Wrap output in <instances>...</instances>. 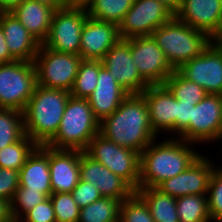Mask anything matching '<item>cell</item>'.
<instances>
[{
	"label": "cell",
	"mask_w": 222,
	"mask_h": 222,
	"mask_svg": "<svg viewBox=\"0 0 222 222\" xmlns=\"http://www.w3.org/2000/svg\"><path fill=\"white\" fill-rule=\"evenodd\" d=\"M175 15L157 0H134L118 25L121 39L149 36Z\"/></svg>",
	"instance_id": "cell-10"
},
{
	"label": "cell",
	"mask_w": 222,
	"mask_h": 222,
	"mask_svg": "<svg viewBox=\"0 0 222 222\" xmlns=\"http://www.w3.org/2000/svg\"><path fill=\"white\" fill-rule=\"evenodd\" d=\"M81 61L80 55L57 52L40 44L34 59L37 85L70 92Z\"/></svg>",
	"instance_id": "cell-8"
},
{
	"label": "cell",
	"mask_w": 222,
	"mask_h": 222,
	"mask_svg": "<svg viewBox=\"0 0 222 222\" xmlns=\"http://www.w3.org/2000/svg\"><path fill=\"white\" fill-rule=\"evenodd\" d=\"M116 24L87 17L80 38V57L85 60H102L119 40Z\"/></svg>",
	"instance_id": "cell-18"
},
{
	"label": "cell",
	"mask_w": 222,
	"mask_h": 222,
	"mask_svg": "<svg viewBox=\"0 0 222 222\" xmlns=\"http://www.w3.org/2000/svg\"><path fill=\"white\" fill-rule=\"evenodd\" d=\"M70 92L37 85L23 111L24 131L38 146L46 145L59 128Z\"/></svg>",
	"instance_id": "cell-3"
},
{
	"label": "cell",
	"mask_w": 222,
	"mask_h": 222,
	"mask_svg": "<svg viewBox=\"0 0 222 222\" xmlns=\"http://www.w3.org/2000/svg\"><path fill=\"white\" fill-rule=\"evenodd\" d=\"M87 17L84 8L66 7L56 10L42 45L57 52L79 55L81 32Z\"/></svg>",
	"instance_id": "cell-9"
},
{
	"label": "cell",
	"mask_w": 222,
	"mask_h": 222,
	"mask_svg": "<svg viewBox=\"0 0 222 222\" xmlns=\"http://www.w3.org/2000/svg\"><path fill=\"white\" fill-rule=\"evenodd\" d=\"M128 95L103 66L99 71L97 86L88 98L94 117L101 122L113 114Z\"/></svg>",
	"instance_id": "cell-22"
},
{
	"label": "cell",
	"mask_w": 222,
	"mask_h": 222,
	"mask_svg": "<svg viewBox=\"0 0 222 222\" xmlns=\"http://www.w3.org/2000/svg\"><path fill=\"white\" fill-rule=\"evenodd\" d=\"M7 222H21L20 219L17 218H11L10 220H8Z\"/></svg>",
	"instance_id": "cell-49"
},
{
	"label": "cell",
	"mask_w": 222,
	"mask_h": 222,
	"mask_svg": "<svg viewBox=\"0 0 222 222\" xmlns=\"http://www.w3.org/2000/svg\"><path fill=\"white\" fill-rule=\"evenodd\" d=\"M178 71L208 94L222 95V47L210 43L199 56L184 63Z\"/></svg>",
	"instance_id": "cell-12"
},
{
	"label": "cell",
	"mask_w": 222,
	"mask_h": 222,
	"mask_svg": "<svg viewBox=\"0 0 222 222\" xmlns=\"http://www.w3.org/2000/svg\"><path fill=\"white\" fill-rule=\"evenodd\" d=\"M0 28L10 54L16 60L34 62L41 43L11 12L0 13Z\"/></svg>",
	"instance_id": "cell-21"
},
{
	"label": "cell",
	"mask_w": 222,
	"mask_h": 222,
	"mask_svg": "<svg viewBox=\"0 0 222 222\" xmlns=\"http://www.w3.org/2000/svg\"><path fill=\"white\" fill-rule=\"evenodd\" d=\"M50 183L53 193H71L80 180V150L49 147Z\"/></svg>",
	"instance_id": "cell-19"
},
{
	"label": "cell",
	"mask_w": 222,
	"mask_h": 222,
	"mask_svg": "<svg viewBox=\"0 0 222 222\" xmlns=\"http://www.w3.org/2000/svg\"><path fill=\"white\" fill-rule=\"evenodd\" d=\"M164 85L178 101L192 105H196L208 95L202 87L185 78L178 70L166 79Z\"/></svg>",
	"instance_id": "cell-29"
},
{
	"label": "cell",
	"mask_w": 222,
	"mask_h": 222,
	"mask_svg": "<svg viewBox=\"0 0 222 222\" xmlns=\"http://www.w3.org/2000/svg\"><path fill=\"white\" fill-rule=\"evenodd\" d=\"M117 83L129 94H141L149 84L133 64L130 38L120 39L101 60Z\"/></svg>",
	"instance_id": "cell-14"
},
{
	"label": "cell",
	"mask_w": 222,
	"mask_h": 222,
	"mask_svg": "<svg viewBox=\"0 0 222 222\" xmlns=\"http://www.w3.org/2000/svg\"><path fill=\"white\" fill-rule=\"evenodd\" d=\"M180 222H212L207 195H185L176 198Z\"/></svg>",
	"instance_id": "cell-28"
},
{
	"label": "cell",
	"mask_w": 222,
	"mask_h": 222,
	"mask_svg": "<svg viewBox=\"0 0 222 222\" xmlns=\"http://www.w3.org/2000/svg\"><path fill=\"white\" fill-rule=\"evenodd\" d=\"M22 0H0V9L3 12H10L16 7Z\"/></svg>",
	"instance_id": "cell-46"
},
{
	"label": "cell",
	"mask_w": 222,
	"mask_h": 222,
	"mask_svg": "<svg viewBox=\"0 0 222 222\" xmlns=\"http://www.w3.org/2000/svg\"><path fill=\"white\" fill-rule=\"evenodd\" d=\"M218 141L221 142V144H222V133H221V134L219 135V137L217 138L216 143H217ZM220 165H221V166H220ZM220 165H219V166L217 165L216 168L222 170V163H221Z\"/></svg>",
	"instance_id": "cell-48"
},
{
	"label": "cell",
	"mask_w": 222,
	"mask_h": 222,
	"mask_svg": "<svg viewBox=\"0 0 222 222\" xmlns=\"http://www.w3.org/2000/svg\"><path fill=\"white\" fill-rule=\"evenodd\" d=\"M99 133L139 154L159 138L151 127L148 106L141 94H129L113 114L99 123Z\"/></svg>",
	"instance_id": "cell-1"
},
{
	"label": "cell",
	"mask_w": 222,
	"mask_h": 222,
	"mask_svg": "<svg viewBox=\"0 0 222 222\" xmlns=\"http://www.w3.org/2000/svg\"><path fill=\"white\" fill-rule=\"evenodd\" d=\"M133 2L134 0H94L86 11L92 18L118 26Z\"/></svg>",
	"instance_id": "cell-30"
},
{
	"label": "cell",
	"mask_w": 222,
	"mask_h": 222,
	"mask_svg": "<svg viewBox=\"0 0 222 222\" xmlns=\"http://www.w3.org/2000/svg\"><path fill=\"white\" fill-rule=\"evenodd\" d=\"M94 0H67L68 7L87 9Z\"/></svg>",
	"instance_id": "cell-45"
},
{
	"label": "cell",
	"mask_w": 222,
	"mask_h": 222,
	"mask_svg": "<svg viewBox=\"0 0 222 222\" xmlns=\"http://www.w3.org/2000/svg\"><path fill=\"white\" fill-rule=\"evenodd\" d=\"M176 15L181 7L182 0H157Z\"/></svg>",
	"instance_id": "cell-44"
},
{
	"label": "cell",
	"mask_w": 222,
	"mask_h": 222,
	"mask_svg": "<svg viewBox=\"0 0 222 222\" xmlns=\"http://www.w3.org/2000/svg\"><path fill=\"white\" fill-rule=\"evenodd\" d=\"M84 152L122 178L134 191L139 188L140 154L98 133Z\"/></svg>",
	"instance_id": "cell-7"
},
{
	"label": "cell",
	"mask_w": 222,
	"mask_h": 222,
	"mask_svg": "<svg viewBox=\"0 0 222 222\" xmlns=\"http://www.w3.org/2000/svg\"><path fill=\"white\" fill-rule=\"evenodd\" d=\"M37 86L34 62L0 64V108L24 111Z\"/></svg>",
	"instance_id": "cell-6"
},
{
	"label": "cell",
	"mask_w": 222,
	"mask_h": 222,
	"mask_svg": "<svg viewBox=\"0 0 222 222\" xmlns=\"http://www.w3.org/2000/svg\"><path fill=\"white\" fill-rule=\"evenodd\" d=\"M135 192L145 201L155 222H180L176 198L156 187H139Z\"/></svg>",
	"instance_id": "cell-25"
},
{
	"label": "cell",
	"mask_w": 222,
	"mask_h": 222,
	"mask_svg": "<svg viewBox=\"0 0 222 222\" xmlns=\"http://www.w3.org/2000/svg\"><path fill=\"white\" fill-rule=\"evenodd\" d=\"M119 222H155L145 201L134 191L120 207Z\"/></svg>",
	"instance_id": "cell-33"
},
{
	"label": "cell",
	"mask_w": 222,
	"mask_h": 222,
	"mask_svg": "<svg viewBox=\"0 0 222 222\" xmlns=\"http://www.w3.org/2000/svg\"><path fill=\"white\" fill-rule=\"evenodd\" d=\"M35 1L41 4H45L54 9L55 11L68 7L67 0H35Z\"/></svg>",
	"instance_id": "cell-43"
},
{
	"label": "cell",
	"mask_w": 222,
	"mask_h": 222,
	"mask_svg": "<svg viewBox=\"0 0 222 222\" xmlns=\"http://www.w3.org/2000/svg\"><path fill=\"white\" fill-rule=\"evenodd\" d=\"M19 187V171L0 167V198L11 202Z\"/></svg>",
	"instance_id": "cell-40"
},
{
	"label": "cell",
	"mask_w": 222,
	"mask_h": 222,
	"mask_svg": "<svg viewBox=\"0 0 222 222\" xmlns=\"http://www.w3.org/2000/svg\"><path fill=\"white\" fill-rule=\"evenodd\" d=\"M133 64L149 85H164L175 71L152 35L130 38Z\"/></svg>",
	"instance_id": "cell-11"
},
{
	"label": "cell",
	"mask_w": 222,
	"mask_h": 222,
	"mask_svg": "<svg viewBox=\"0 0 222 222\" xmlns=\"http://www.w3.org/2000/svg\"><path fill=\"white\" fill-rule=\"evenodd\" d=\"M21 222H56L54 207L50 197L26 212Z\"/></svg>",
	"instance_id": "cell-38"
},
{
	"label": "cell",
	"mask_w": 222,
	"mask_h": 222,
	"mask_svg": "<svg viewBox=\"0 0 222 222\" xmlns=\"http://www.w3.org/2000/svg\"><path fill=\"white\" fill-rule=\"evenodd\" d=\"M102 67L100 60L82 59L70 95L75 98L88 99L97 86L99 71Z\"/></svg>",
	"instance_id": "cell-26"
},
{
	"label": "cell",
	"mask_w": 222,
	"mask_h": 222,
	"mask_svg": "<svg viewBox=\"0 0 222 222\" xmlns=\"http://www.w3.org/2000/svg\"><path fill=\"white\" fill-rule=\"evenodd\" d=\"M25 135L23 112L0 108V150Z\"/></svg>",
	"instance_id": "cell-32"
},
{
	"label": "cell",
	"mask_w": 222,
	"mask_h": 222,
	"mask_svg": "<svg viewBox=\"0 0 222 222\" xmlns=\"http://www.w3.org/2000/svg\"><path fill=\"white\" fill-rule=\"evenodd\" d=\"M16 59L10 54L8 46L5 41V35L0 28V64L10 63Z\"/></svg>",
	"instance_id": "cell-41"
},
{
	"label": "cell",
	"mask_w": 222,
	"mask_h": 222,
	"mask_svg": "<svg viewBox=\"0 0 222 222\" xmlns=\"http://www.w3.org/2000/svg\"><path fill=\"white\" fill-rule=\"evenodd\" d=\"M38 145L25 134L19 141L0 150V167L20 171Z\"/></svg>",
	"instance_id": "cell-31"
},
{
	"label": "cell",
	"mask_w": 222,
	"mask_h": 222,
	"mask_svg": "<svg viewBox=\"0 0 222 222\" xmlns=\"http://www.w3.org/2000/svg\"><path fill=\"white\" fill-rule=\"evenodd\" d=\"M141 95L147 103L154 132L158 136L167 133L176 137V98L170 90L165 85H149Z\"/></svg>",
	"instance_id": "cell-16"
},
{
	"label": "cell",
	"mask_w": 222,
	"mask_h": 222,
	"mask_svg": "<svg viewBox=\"0 0 222 222\" xmlns=\"http://www.w3.org/2000/svg\"><path fill=\"white\" fill-rule=\"evenodd\" d=\"M56 222H78L80 208L73 199L71 193H52L50 196Z\"/></svg>",
	"instance_id": "cell-34"
},
{
	"label": "cell",
	"mask_w": 222,
	"mask_h": 222,
	"mask_svg": "<svg viewBox=\"0 0 222 222\" xmlns=\"http://www.w3.org/2000/svg\"><path fill=\"white\" fill-rule=\"evenodd\" d=\"M71 194L80 209L92 204L102 197L97 187L82 180H79L77 186L72 190Z\"/></svg>",
	"instance_id": "cell-39"
},
{
	"label": "cell",
	"mask_w": 222,
	"mask_h": 222,
	"mask_svg": "<svg viewBox=\"0 0 222 222\" xmlns=\"http://www.w3.org/2000/svg\"><path fill=\"white\" fill-rule=\"evenodd\" d=\"M195 105L176 99V138L190 143V120Z\"/></svg>",
	"instance_id": "cell-37"
},
{
	"label": "cell",
	"mask_w": 222,
	"mask_h": 222,
	"mask_svg": "<svg viewBox=\"0 0 222 222\" xmlns=\"http://www.w3.org/2000/svg\"><path fill=\"white\" fill-rule=\"evenodd\" d=\"M121 200L101 197L80 209L78 222H119Z\"/></svg>",
	"instance_id": "cell-27"
},
{
	"label": "cell",
	"mask_w": 222,
	"mask_h": 222,
	"mask_svg": "<svg viewBox=\"0 0 222 222\" xmlns=\"http://www.w3.org/2000/svg\"><path fill=\"white\" fill-rule=\"evenodd\" d=\"M207 197L212 222H222V170L215 168L209 182Z\"/></svg>",
	"instance_id": "cell-36"
},
{
	"label": "cell",
	"mask_w": 222,
	"mask_h": 222,
	"mask_svg": "<svg viewBox=\"0 0 222 222\" xmlns=\"http://www.w3.org/2000/svg\"><path fill=\"white\" fill-rule=\"evenodd\" d=\"M221 133L222 95L208 94L192 108L190 143L199 144V146L205 142L214 144Z\"/></svg>",
	"instance_id": "cell-15"
},
{
	"label": "cell",
	"mask_w": 222,
	"mask_h": 222,
	"mask_svg": "<svg viewBox=\"0 0 222 222\" xmlns=\"http://www.w3.org/2000/svg\"><path fill=\"white\" fill-rule=\"evenodd\" d=\"M19 187L28 188V191H40L47 198L51 196L49 169V147L38 146L27 158L26 163L19 171Z\"/></svg>",
	"instance_id": "cell-23"
},
{
	"label": "cell",
	"mask_w": 222,
	"mask_h": 222,
	"mask_svg": "<svg viewBox=\"0 0 222 222\" xmlns=\"http://www.w3.org/2000/svg\"><path fill=\"white\" fill-rule=\"evenodd\" d=\"M211 43L216 46L222 47V21H221L218 31L211 38Z\"/></svg>",
	"instance_id": "cell-47"
},
{
	"label": "cell",
	"mask_w": 222,
	"mask_h": 222,
	"mask_svg": "<svg viewBox=\"0 0 222 222\" xmlns=\"http://www.w3.org/2000/svg\"><path fill=\"white\" fill-rule=\"evenodd\" d=\"M80 180L97 187L102 197L124 201L134 192L122 178L81 150Z\"/></svg>",
	"instance_id": "cell-17"
},
{
	"label": "cell",
	"mask_w": 222,
	"mask_h": 222,
	"mask_svg": "<svg viewBox=\"0 0 222 222\" xmlns=\"http://www.w3.org/2000/svg\"><path fill=\"white\" fill-rule=\"evenodd\" d=\"M217 164L202 154L185 171L164 180L156 188L174 198L207 195L209 182Z\"/></svg>",
	"instance_id": "cell-13"
},
{
	"label": "cell",
	"mask_w": 222,
	"mask_h": 222,
	"mask_svg": "<svg viewBox=\"0 0 222 222\" xmlns=\"http://www.w3.org/2000/svg\"><path fill=\"white\" fill-rule=\"evenodd\" d=\"M175 16L193 29L203 31L212 38L222 21V0H182Z\"/></svg>",
	"instance_id": "cell-20"
},
{
	"label": "cell",
	"mask_w": 222,
	"mask_h": 222,
	"mask_svg": "<svg viewBox=\"0 0 222 222\" xmlns=\"http://www.w3.org/2000/svg\"><path fill=\"white\" fill-rule=\"evenodd\" d=\"M195 145L176 137L152 141L140 154L139 187H157L185 171L201 155Z\"/></svg>",
	"instance_id": "cell-2"
},
{
	"label": "cell",
	"mask_w": 222,
	"mask_h": 222,
	"mask_svg": "<svg viewBox=\"0 0 222 222\" xmlns=\"http://www.w3.org/2000/svg\"><path fill=\"white\" fill-rule=\"evenodd\" d=\"M99 123L88 99L70 96L56 135L46 145L53 149L84 151L99 133Z\"/></svg>",
	"instance_id": "cell-4"
},
{
	"label": "cell",
	"mask_w": 222,
	"mask_h": 222,
	"mask_svg": "<svg viewBox=\"0 0 222 222\" xmlns=\"http://www.w3.org/2000/svg\"><path fill=\"white\" fill-rule=\"evenodd\" d=\"M10 12L41 44L44 42L49 33L54 9L35 0H22Z\"/></svg>",
	"instance_id": "cell-24"
},
{
	"label": "cell",
	"mask_w": 222,
	"mask_h": 222,
	"mask_svg": "<svg viewBox=\"0 0 222 222\" xmlns=\"http://www.w3.org/2000/svg\"><path fill=\"white\" fill-rule=\"evenodd\" d=\"M152 37L174 70L199 56L211 43V38L205 32L193 29L176 16L158 27Z\"/></svg>",
	"instance_id": "cell-5"
},
{
	"label": "cell",
	"mask_w": 222,
	"mask_h": 222,
	"mask_svg": "<svg viewBox=\"0 0 222 222\" xmlns=\"http://www.w3.org/2000/svg\"><path fill=\"white\" fill-rule=\"evenodd\" d=\"M12 218L10 201L0 198V222H7Z\"/></svg>",
	"instance_id": "cell-42"
},
{
	"label": "cell",
	"mask_w": 222,
	"mask_h": 222,
	"mask_svg": "<svg viewBox=\"0 0 222 222\" xmlns=\"http://www.w3.org/2000/svg\"><path fill=\"white\" fill-rule=\"evenodd\" d=\"M46 199L47 197L40 191H28V188L18 187L10 202L12 217L20 219L26 212Z\"/></svg>",
	"instance_id": "cell-35"
}]
</instances>
